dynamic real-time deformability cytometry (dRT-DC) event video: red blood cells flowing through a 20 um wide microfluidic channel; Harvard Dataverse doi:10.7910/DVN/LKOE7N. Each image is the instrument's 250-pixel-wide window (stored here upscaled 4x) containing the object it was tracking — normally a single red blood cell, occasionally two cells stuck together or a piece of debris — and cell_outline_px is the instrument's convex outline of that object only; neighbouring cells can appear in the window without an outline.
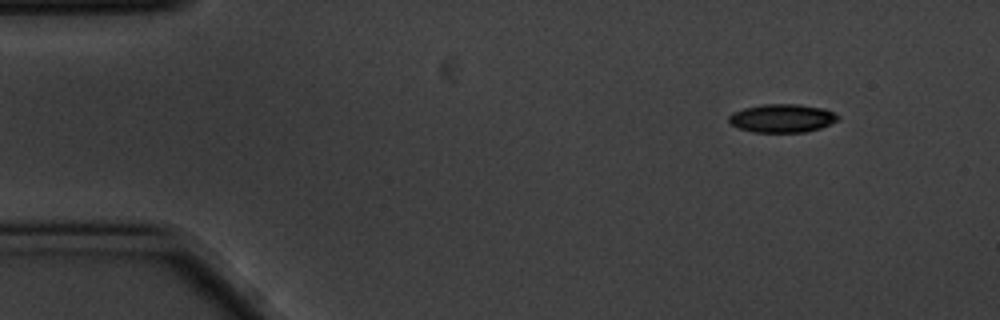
{"species": "common noctule bat (a hibernating species)", "species_latin": "Nyctalus noctula", "temperature_condition": "cold", "stored_images_in_passage": 52, "camera_frame_rate_fps": 3000, "um_per_image_px": 0.085, "animal": {"sex": "male", "body_mass_g": 20.1, "forearm_length_mm": 53.5}, "frame": {"image": 1, "passage_image": 1, "time_ms": 0.0, "image_size_px": [1000, 320], "cell_outline_px": [[840, 120], [820, 128], [804, 132], [752, 132], [740, 128], [732, 124], [728, 120], [728, 116], [732, 112], [744, 108], [760, 104], [796, 104], [824, 108], [840, 116]], "centroid_in_image_um": [66.49, 10.04], "position_along_channel_um": 18.5, "area_um2": 18.09}}
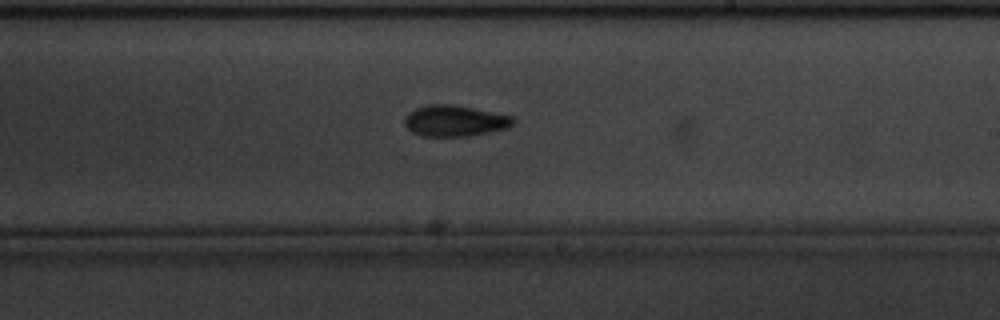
{"frame": {"image": 2, "passage_image": 28, "time_ms": 9.0, "image_size_px": [1000, 320], "cell_outline_px": [[516, 120], [508, 128], [468, 136], [420, 136], [412, 132], [404, 124], [404, 120], [408, 112], [416, 108], [428, 104], [452, 104], [512, 116]], "centroid_in_image_um": [38.63, 10.27], "position_along_channel_um": 250.4, "area_um2": 19.59}}
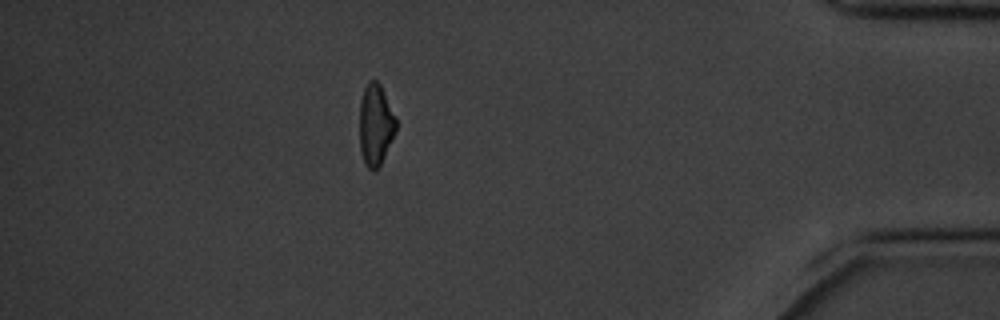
{"frame": {"image": 3, "passage_image": 45, "time_ms": 14.667, "image_size_px": [1000, 320], "cell_outline_px": [[396, 128], [384, 156], [380, 164], [372, 172], [364, 164], [360, 148], [360, 100], [364, 88], [368, 80], [376, 80], [380, 84], [396, 116]], "centroid_in_image_um": [31.91, 10.57], "position_along_channel_um": 403.3, "area_um2": 17.17}, "authors_computed_cell_mechanics": {"area_um2": 18.9006, "velocity_mm_per_s": 3.4941, "shape_relaxation_time_tau1_ms": 2.954, "shape_relaxation_time_tau2_ms": null, "deformation_change_tau1": 0.1158, "deformation_change_tau2": null}}